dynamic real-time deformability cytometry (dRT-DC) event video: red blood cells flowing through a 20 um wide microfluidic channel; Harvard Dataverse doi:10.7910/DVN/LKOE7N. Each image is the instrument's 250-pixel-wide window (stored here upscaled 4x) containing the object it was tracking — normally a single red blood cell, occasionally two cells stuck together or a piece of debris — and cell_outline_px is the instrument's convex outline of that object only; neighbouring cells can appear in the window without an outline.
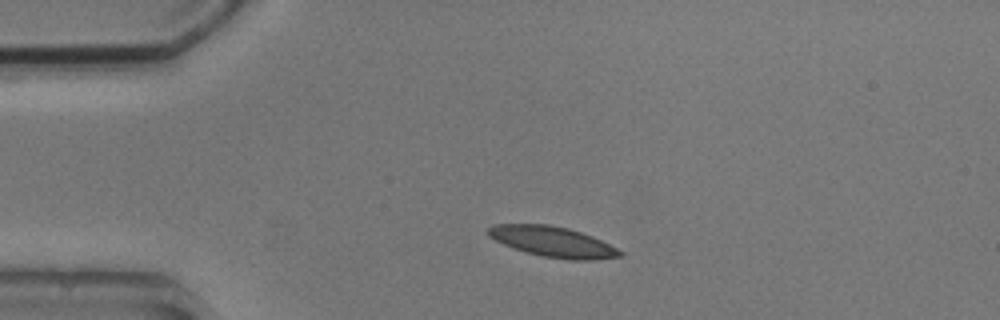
{"species": "common noctule bat (a hibernating species)", "species_latin": "Nyctalus noctula", "temperature_condition": "cold", "stored_images_in_passage": 2, "camera_frame_rate_fps": 3000, "um_per_image_px": 0.085, "animal": {"sex": "male", "body_mass_g": 20.5, "forearm_length_mm": 52.5}, "frame": {"image": 1, "passage_image": 1, "time_ms": 0.0, "image_size_px": [1000, 320], "cell_outline_px": [[624, 256], [592, 260], [568, 260], [544, 256], [512, 248], [488, 236], [488, 228], [496, 224], [548, 224], [568, 228], [592, 236], [624, 252]], "centroid_in_image_um": [47.0, 20.55], "position_along_channel_um": 38.0, "area_um2": 23.18}}